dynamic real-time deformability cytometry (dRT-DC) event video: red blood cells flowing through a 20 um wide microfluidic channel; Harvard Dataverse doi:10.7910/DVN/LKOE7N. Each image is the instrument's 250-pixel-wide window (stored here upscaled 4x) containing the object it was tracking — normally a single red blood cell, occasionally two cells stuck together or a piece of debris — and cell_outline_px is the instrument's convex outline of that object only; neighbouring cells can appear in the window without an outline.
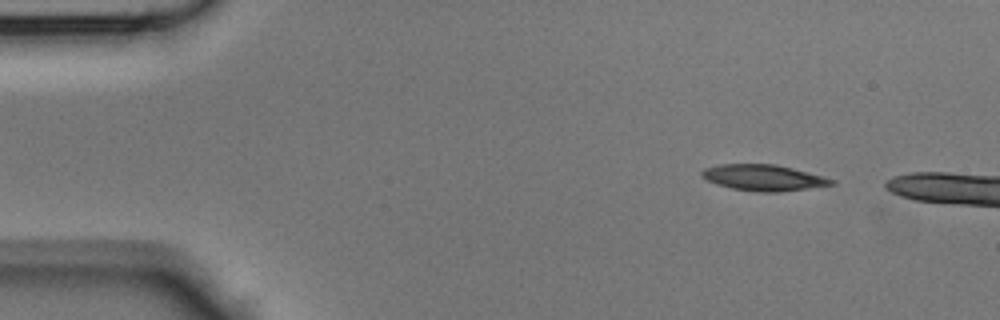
{"species": "Egyptian fruit bat (a non-hibernating species)", "species_latin": "Rousettus aegyptiacus", "temperature_condition": "room temperature", "stored_images_in_passage": 8, "camera_frame_rate_fps": 3000, "um_per_image_px": 0.085, "animal": {"sex": "male"}, "frame": {"image": 1, "passage_image": 4, "time_ms": 1.0, "image_size_px": [1000, 320], "cell_outline_px": [[836, 184], [780, 192], [756, 192], [732, 188], [716, 184], [700, 176], [700, 172], [704, 168], [720, 164], [776, 164], [792, 168], [836, 180]], "centroid_in_image_um": [64.87, 15.1], "position_along_channel_um": 20.1, "area_um2": 19.65}}